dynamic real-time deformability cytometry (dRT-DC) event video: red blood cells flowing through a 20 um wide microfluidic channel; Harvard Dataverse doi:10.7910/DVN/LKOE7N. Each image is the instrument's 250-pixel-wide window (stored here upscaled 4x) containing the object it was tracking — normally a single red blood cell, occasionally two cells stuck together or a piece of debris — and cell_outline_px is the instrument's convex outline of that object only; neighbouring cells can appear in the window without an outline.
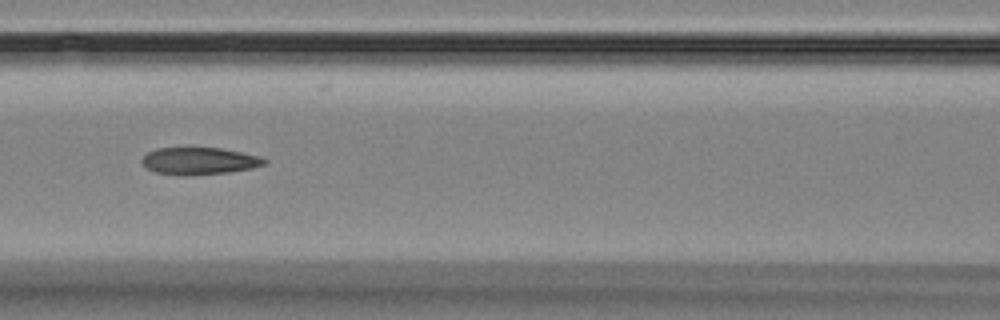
{"species": "Egyptian fruit bat (a non-hibernating species)", "species_latin": "Rousettus aegyptiacus", "temperature_condition": "room temperature", "stored_images_in_passage": 7, "camera_frame_rate_fps": 3000, "um_per_image_px": 0.085, "animal": {"sex": "female"}, "frame": {"image": 1, "passage_image": 6, "time_ms": 6.667, "image_size_px": [1000, 320], "cell_outline_px": [[268, 160], [264, 164], [252, 168], [228, 172], [188, 176], [180, 176], [156, 172], [148, 168], [140, 160], [148, 152], [156, 148], [220, 148], [260, 156]], "centroid_in_image_um": [16.93, 13.69], "position_along_channel_um": 149.7, "area_um2": 19.31}}
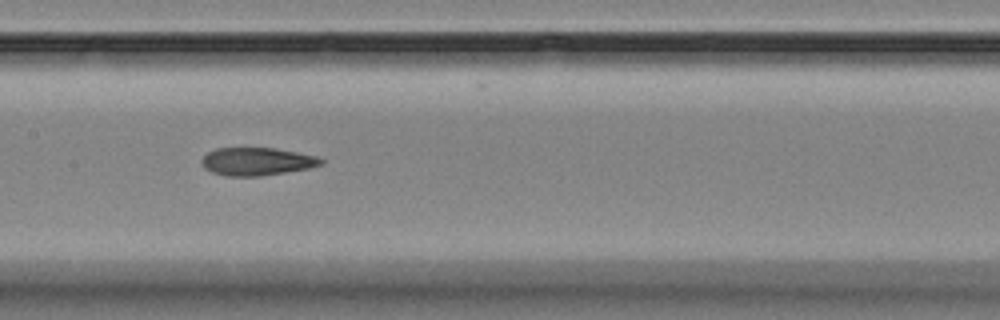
{"frame": {"image": 2, "passage_image": 7, "time_ms": 7.667, "image_size_px": [1000, 320], "cell_outline_px": [[324, 164], [308, 168], [260, 176], [228, 176], [212, 172], [204, 168], [200, 160], [208, 152], [216, 148], [276, 148], [316, 156], [324, 160]], "centroid_in_image_um": [21.82, 13.72], "position_along_channel_um": 185.6, "area_um2": 19.31}}